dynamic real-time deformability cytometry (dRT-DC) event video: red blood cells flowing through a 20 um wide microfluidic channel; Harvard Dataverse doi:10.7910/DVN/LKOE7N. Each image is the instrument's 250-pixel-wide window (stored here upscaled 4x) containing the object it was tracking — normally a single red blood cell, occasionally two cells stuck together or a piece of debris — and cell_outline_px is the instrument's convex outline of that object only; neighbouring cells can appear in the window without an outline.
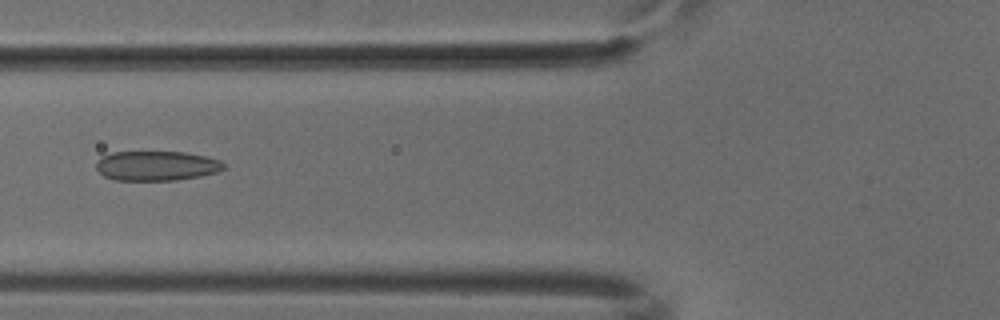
{"species": "common noctule bat (a hibernating species)", "species_latin": "Nyctalus noctula", "temperature_condition": "cold", "stored_images_in_passage": 51, "camera_frame_rate_fps": 3000, "um_per_image_px": 0.085, "animal": {"sex": "male", "body_mass_g": 18.8}, "frame": {"image": 1, "passage_image": 20, "time_ms": 6.333, "image_size_px": [1000, 320], "cell_outline_px": [[224, 168], [216, 172], [200, 176], [176, 180], [116, 180], [104, 176], [96, 168], [96, 160], [112, 152], [184, 152], [208, 156], [220, 160], [224, 164]], "centroid_in_image_um": [13.31, 14.09], "position_along_channel_um": 112.5, "area_um2": 22.02}}
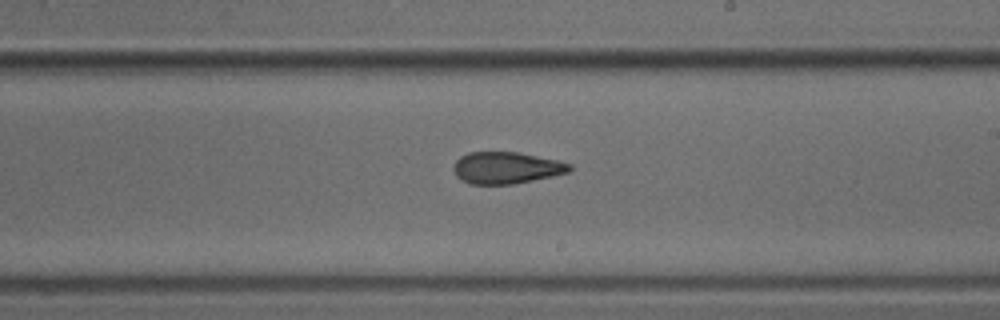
{"frame": {"image": 2, "passage_image": 30, "time_ms": 9.667, "image_size_px": [1000, 320], "cell_outline_px": [[572, 168], [568, 172], [552, 176], [512, 184], [472, 184], [460, 180], [456, 176], [452, 168], [456, 160], [460, 156], [468, 152], [516, 152], [556, 160], [572, 164]], "centroid_in_image_um": [42.99, 14.26], "position_along_channel_um": 246.0, "area_um2": 21.39}}
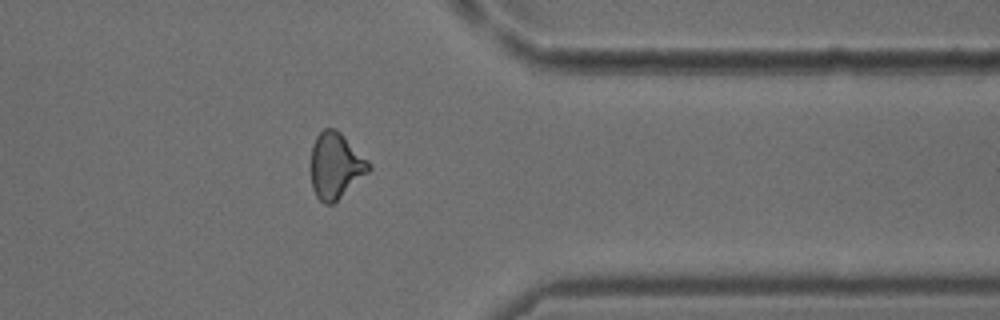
{"frame": {"image": 3, "passage_image": 41, "time_ms": 13.333, "image_size_px": [1000, 320], "cell_outline_px": [[372, 168], [368, 172], [332, 204], [324, 204], [316, 196], [312, 188], [312, 148], [316, 136], [324, 128], [336, 128], [344, 136]], "centroid_in_image_um": [28.49, 14.08], "position_along_channel_um": 382.9, "area_um2": 21.5}}